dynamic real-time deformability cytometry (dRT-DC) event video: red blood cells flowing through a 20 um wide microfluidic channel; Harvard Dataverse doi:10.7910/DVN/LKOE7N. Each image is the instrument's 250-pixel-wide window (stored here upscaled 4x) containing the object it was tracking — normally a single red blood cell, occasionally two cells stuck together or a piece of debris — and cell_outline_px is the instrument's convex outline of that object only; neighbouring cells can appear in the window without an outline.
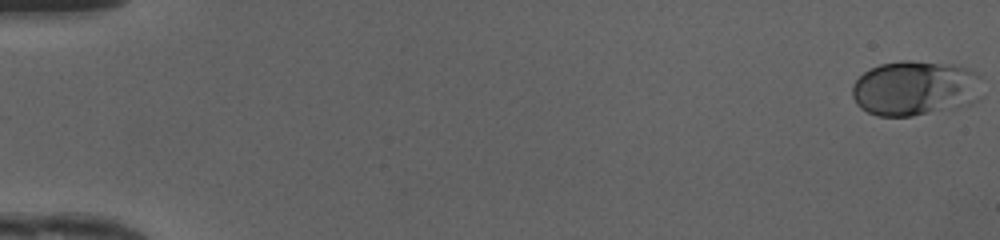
{"species": "human", "species_latin": "Homo sapiens", "temperature_condition": "cold", "stored_images_in_passage": 50, "camera_frame_rate_fps": 3000, "um_per_image_px": 0.085, "donor": {"sex": "female"}, "frame": {"image": 1, "passage_image": 1, "time_ms": 0.0, "image_size_px": [1000, 240], "cell_outline_px": [[984, 96], [980, 100], [972, 104], [956, 108], [912, 116], [876, 116], [860, 108], [856, 104], [852, 96], [852, 84], [864, 72], [880, 64], [900, 60], [908, 60], [952, 64], [968, 68], [976, 72], [980, 76]], "centroid_in_image_um": [77.85, 7.5], "position_along_channel_um": 7.2, "area_um2": 42.6}}
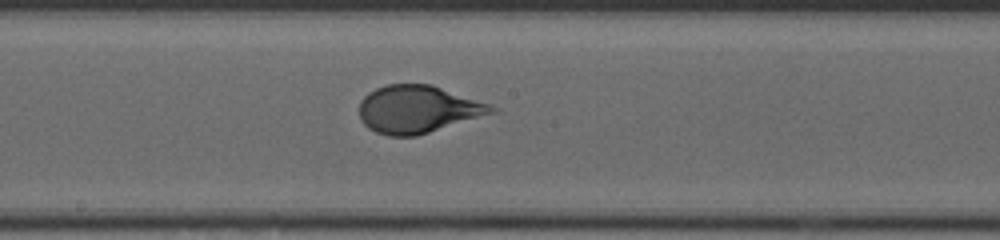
{"frame": {"image": 2, "passage_image": 28, "time_ms": 9.0, "image_size_px": [1000, 240], "cell_outline_px": [[500, 112], [416, 136], [388, 136], [376, 132], [368, 128], [360, 120], [360, 100], [368, 92], [376, 88], [388, 84], [432, 84], [500, 108]], "centroid_in_image_um": [35.55, 9.29], "position_along_channel_um": 212.6, "area_um2": 36.99}}
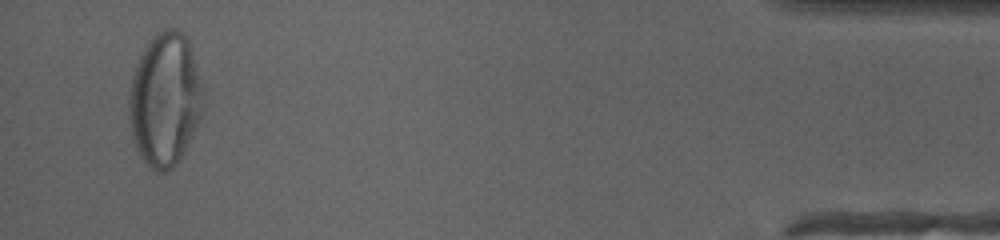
{"frame": {"image": 3, "passage_image": 48, "time_ms": 15.667, "image_size_px": [1000, 240], "cell_outline_px": [[204, 108], [200, 120], [180, 160], [172, 168], [164, 172], [156, 172], [140, 156], [136, 148], [132, 136], [128, 112], [128, 96], [132, 76], [136, 64], [144, 48], [152, 36], [156, 32], [164, 28], [176, 28], [188, 40], [204, 88]], "centroid_in_image_um": [14.03, 8.46], "position_along_channel_um": 421.2, "area_um2": 58.15}, "authors_computed_cell_mechanics": {"area_um2": 37.1654, "velocity_mm_per_s": 4.1761, "shape_relaxation_time_tau1_ms": 3.3323, "shape_relaxation_time_tau2_ms": null, "deformation_change_tau1": 0.1598, "deformation_change_tau2": null}}